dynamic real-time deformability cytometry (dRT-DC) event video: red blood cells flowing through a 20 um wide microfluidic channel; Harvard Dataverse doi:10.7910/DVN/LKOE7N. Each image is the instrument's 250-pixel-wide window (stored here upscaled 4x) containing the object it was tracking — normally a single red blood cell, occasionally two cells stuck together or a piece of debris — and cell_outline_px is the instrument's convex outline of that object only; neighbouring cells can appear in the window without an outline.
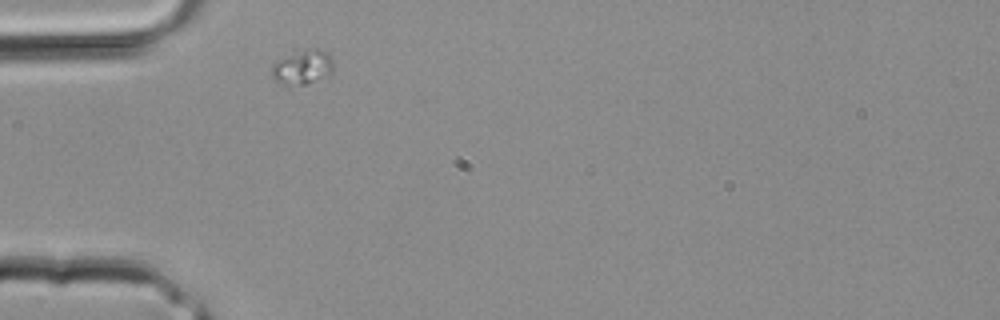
{"species": "common noctule bat (a hibernating species)", "species_latin": "Nyctalus noctula", "temperature_condition": "room temperature", "stored_images_in_passage": 20, "camera_frame_rate_fps": 3000, "um_per_image_px": 0.085, "animal": {"sex": "male", "body_mass_g": 20.4}, "frame": {"image": 1, "passage_image": 1, "time_ms": 0.0, "image_size_px": [1000, 320], "cell_outline_px": [[332, 72], [328, 76], [304, 84], [288, 88], [276, 80], [272, 76], [272, 64], [276, 60], [284, 56], [308, 48], [316, 48], [328, 52], [332, 60]], "centroid_in_image_um": [25.7, 5.72], "position_along_channel_um": 59.3, "area_um2": 12.6}}